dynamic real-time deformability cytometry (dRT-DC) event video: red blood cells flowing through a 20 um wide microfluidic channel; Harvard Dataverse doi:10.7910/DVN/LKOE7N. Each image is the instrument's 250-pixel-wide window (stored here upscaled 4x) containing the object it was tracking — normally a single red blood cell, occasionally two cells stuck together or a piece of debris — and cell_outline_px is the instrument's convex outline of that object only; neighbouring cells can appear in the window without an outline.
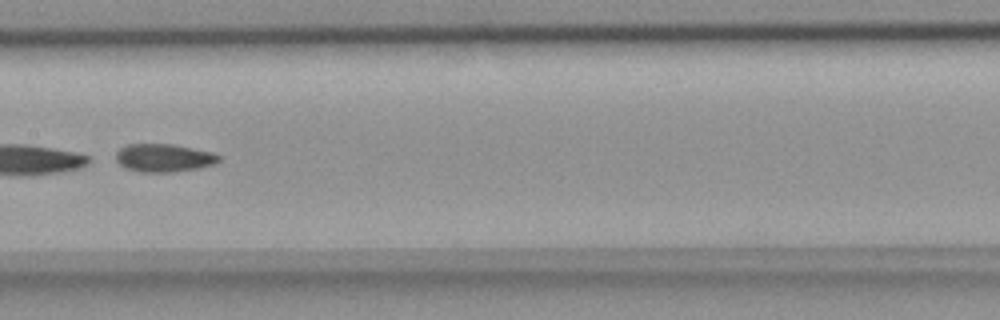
{"species": "common noctule bat (a hibernating species)", "species_latin": "Nyctalus noctula", "temperature_condition": "room temperature", "stored_images_in_passage": 42, "segment_of_instrument_passage": [2, 2], "camera_frame_rate_fps": 3000, "um_per_image_px": 0.085, "animal": {"sex": "female", "body_mass_g": 18.4}, "frame": {"image": 1, "passage_image": 24, "time_ms": 7.667, "image_size_px": [1000, 320], "cell_outline_px": [[220, 160], [216, 164], [196, 168], [172, 172], [140, 172], [128, 168], [120, 164], [116, 160], [116, 152], [120, 148], [128, 144], [172, 144], [212, 152], [220, 156]], "centroid_in_image_um": [13.93, 13.41], "position_along_channel_um": 193.5, "area_um2": 16.7}}